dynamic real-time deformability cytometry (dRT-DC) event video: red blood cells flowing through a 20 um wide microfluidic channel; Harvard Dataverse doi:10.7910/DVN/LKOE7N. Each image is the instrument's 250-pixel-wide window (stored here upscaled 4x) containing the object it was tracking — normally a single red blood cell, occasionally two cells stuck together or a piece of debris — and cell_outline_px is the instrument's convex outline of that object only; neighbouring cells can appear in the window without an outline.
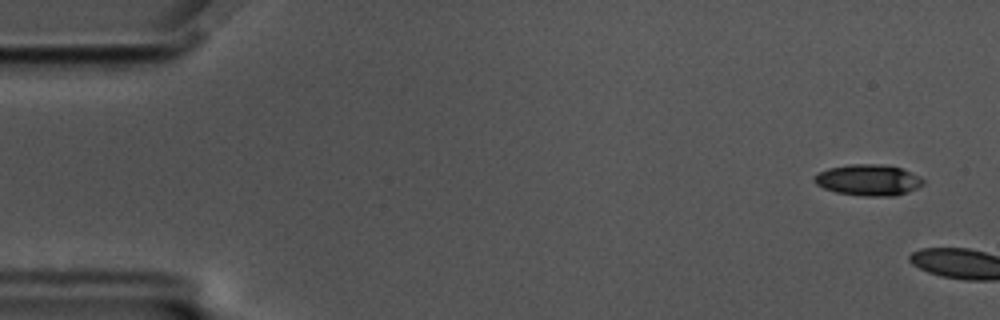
{"species": "common noctule bat (a hibernating species)", "species_latin": "Nyctalus noctula", "temperature_condition": "cold", "stored_images_in_passage": 5, "camera_frame_rate_fps": 3000, "um_per_image_px": 0.085, "animal": {"sex": "male", "body_mass_g": 17.5, "forearm_length_mm": 52.3}, "frame": {"image": 1, "passage_image": 3, "time_ms": 0.667, "image_size_px": [1000, 320], "cell_outline_px": [[924, 184], [916, 188], [896, 196], [864, 196], [836, 192], [824, 188], [816, 184], [812, 180], [812, 176], [828, 168], [848, 164], [880, 164], [900, 168], [920, 176], [924, 180]], "centroid_in_image_um": [73.78, 15.3], "position_along_channel_um": 11.2, "area_um2": 19.77}}